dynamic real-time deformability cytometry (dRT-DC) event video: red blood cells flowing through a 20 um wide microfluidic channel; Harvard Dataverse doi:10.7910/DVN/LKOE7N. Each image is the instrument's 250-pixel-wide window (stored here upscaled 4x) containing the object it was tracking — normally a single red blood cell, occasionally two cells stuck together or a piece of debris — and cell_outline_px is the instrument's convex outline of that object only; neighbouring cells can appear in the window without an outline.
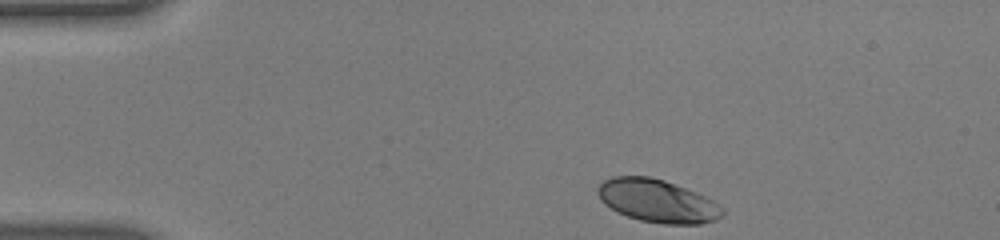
{"species": "human", "species_latin": "Homo sapiens", "temperature_condition": "warm", "stored_images_in_passage": 38, "camera_frame_rate_fps": 3000, "um_per_image_px": 0.085, "donor": {"sex": "male"}, "frame": {"image": 1, "passage_image": 1, "time_ms": 0.0, "image_size_px": [1000, 240], "cell_outline_px": [[724, 216], [716, 220], [700, 224], [664, 224], [640, 220], [616, 212], [604, 204], [600, 200], [596, 192], [596, 188], [604, 180], [612, 176], [648, 176], [664, 180], [708, 196], [720, 204], [724, 208]], "centroid_in_image_um": [55.9, 17.08], "position_along_channel_um": 29.1, "area_um2": 31.67}}
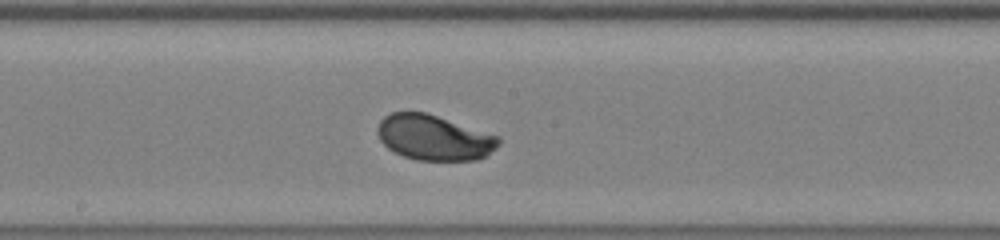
{"frame": {"image": 2, "passage_image": 21, "time_ms": 6.667, "image_size_px": [1000, 240], "cell_outline_px": [[500, 144], [496, 148], [484, 156], [476, 160], [416, 160], [404, 156], [388, 148], [380, 140], [376, 132], [376, 128], [380, 120], [384, 116], [392, 112], [428, 112], [500, 136]], "centroid_in_image_um": [36.89, 11.68], "position_along_channel_um": 211.3, "area_um2": 32.19}}
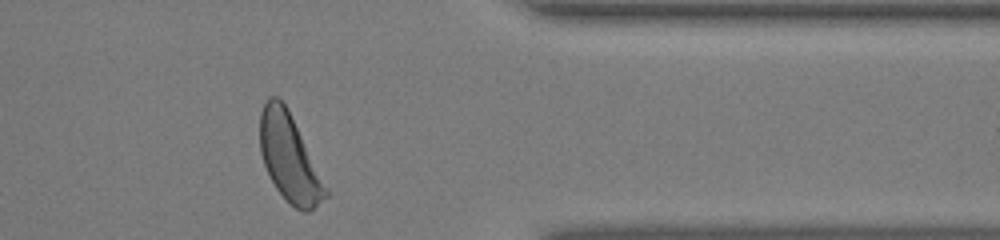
{"frame": {"image": 3, "passage_image": 36, "time_ms": 11.667, "image_size_px": [1000, 240], "cell_outline_px": [[328, 196], [308, 212], [304, 212], [296, 208], [276, 188], [264, 164], [260, 152], [260, 112], [268, 96], [280, 96], [288, 108], [328, 192]], "centroid_in_image_um": [24.56, 13.36], "position_along_channel_um": 386.8, "area_um2": 32.6}, "authors_computed_cell_mechanics": {"area_um2": 31.9345, "velocity_mm_per_s": 3.7885, "shape_relaxation_time_tau1_ms": 1.5523, "shape_relaxation_time_tau2_ms": null, "deformation_change_tau1": 0.1191, "deformation_change_tau2": null}}